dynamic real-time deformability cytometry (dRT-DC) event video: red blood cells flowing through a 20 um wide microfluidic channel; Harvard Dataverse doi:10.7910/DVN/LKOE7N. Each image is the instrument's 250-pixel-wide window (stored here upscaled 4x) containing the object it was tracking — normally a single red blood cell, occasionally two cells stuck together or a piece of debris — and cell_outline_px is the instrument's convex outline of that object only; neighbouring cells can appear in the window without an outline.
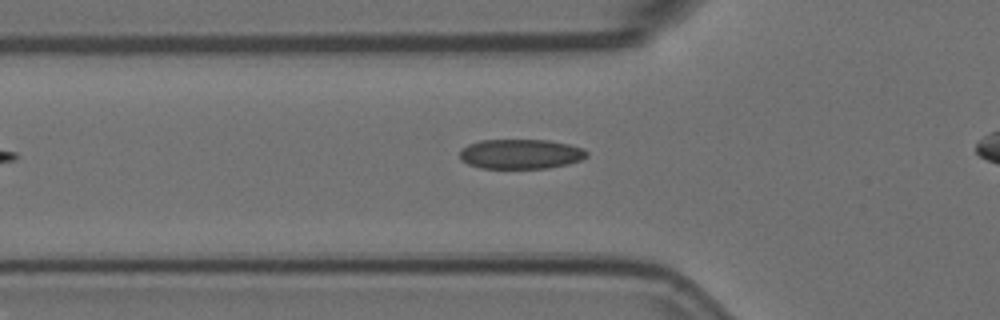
{"species": "Egyptian fruit bat (a non-hibernating species)", "species_latin": "Rousettus aegyptiacus", "temperature_condition": "room temperature", "stored_images_in_passage": 3, "camera_frame_rate_fps": 3000, "um_per_image_px": 0.085, "animal": {"sex": "female"}, "frame": {"image": 1, "passage_image": 3, "time_ms": 0.667, "image_size_px": [1000, 320], "cell_outline_px": [[588, 156], [580, 160], [568, 164], [548, 168], [480, 168], [468, 164], [460, 160], [460, 148], [468, 144], [480, 140], [548, 140], [568, 144], [584, 148], [588, 152]], "centroid_in_image_um": [44.24, 13.09], "position_along_channel_um": 81.6, "area_um2": 22.2}}